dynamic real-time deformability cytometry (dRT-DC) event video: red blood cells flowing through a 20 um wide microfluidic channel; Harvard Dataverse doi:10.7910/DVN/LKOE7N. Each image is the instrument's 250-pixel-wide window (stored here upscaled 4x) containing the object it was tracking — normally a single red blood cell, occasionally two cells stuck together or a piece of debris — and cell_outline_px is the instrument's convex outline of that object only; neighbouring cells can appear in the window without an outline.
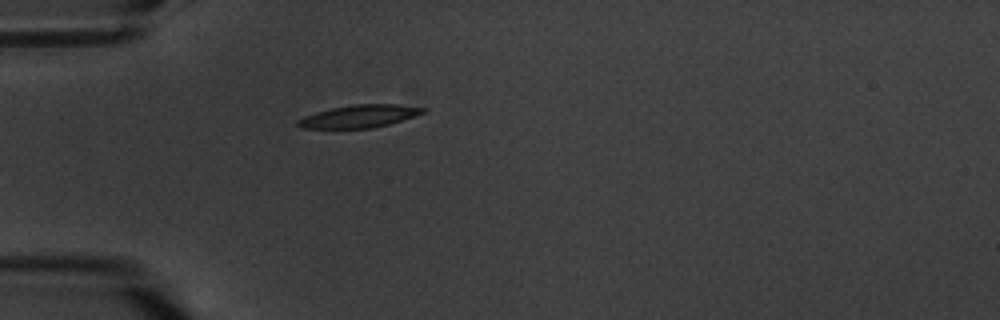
{"species": "common noctule bat (a hibernating species)", "species_latin": "Nyctalus noctula", "temperature_condition": "warm", "stored_images_in_passage": 6, "camera_frame_rate_fps": 3000, "um_per_image_px": 0.085, "animal": {"sex": "male", "body_mass_g": 20.1, "forearm_length_mm": 53.5}, "frame": {"image": 1, "passage_image": 6, "time_ms": 6.0, "image_size_px": [1000, 320], "cell_outline_px": [[428, 108], [424, 112], [388, 124], [372, 128], [300, 128], [296, 124], [296, 120], [304, 116], [316, 112], [332, 108], [352, 104], [396, 104]], "centroid_in_image_um": [30.49, 9.88], "position_along_channel_um": 54.5, "area_um2": 16.36}}